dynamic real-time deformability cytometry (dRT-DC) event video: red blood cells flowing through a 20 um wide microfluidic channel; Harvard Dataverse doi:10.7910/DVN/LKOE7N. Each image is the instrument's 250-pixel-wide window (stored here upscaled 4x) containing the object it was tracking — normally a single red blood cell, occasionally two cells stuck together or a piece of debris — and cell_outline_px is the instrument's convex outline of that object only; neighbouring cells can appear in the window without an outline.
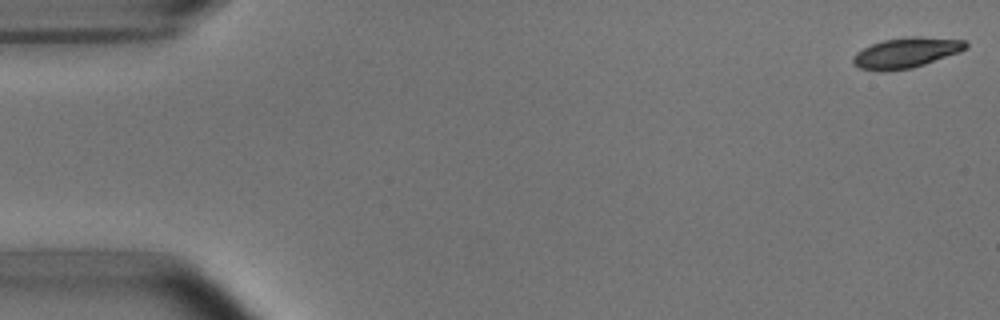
{"species": "common noctule bat (a hibernating species)", "species_latin": "Nyctalus noctula", "temperature_condition": "room temperature", "stored_images_in_passage": 52, "camera_frame_rate_fps": 3000, "um_per_image_px": 0.085, "animal": {"sex": "male", "body_mass_g": 15.6}, "frame": {"image": 1, "passage_image": 1, "time_ms": 0.0, "image_size_px": [1000, 320], "cell_outline_px": [[968, 48], [960, 52], [912, 68], [880, 72], [860, 68], [852, 64], [852, 56], [856, 52], [872, 44], [884, 40], [908, 36], [916, 36], [964, 40], [968, 44]], "centroid_in_image_um": [77.0, 4.49], "position_along_channel_um": 8.0, "area_um2": 20.0}}
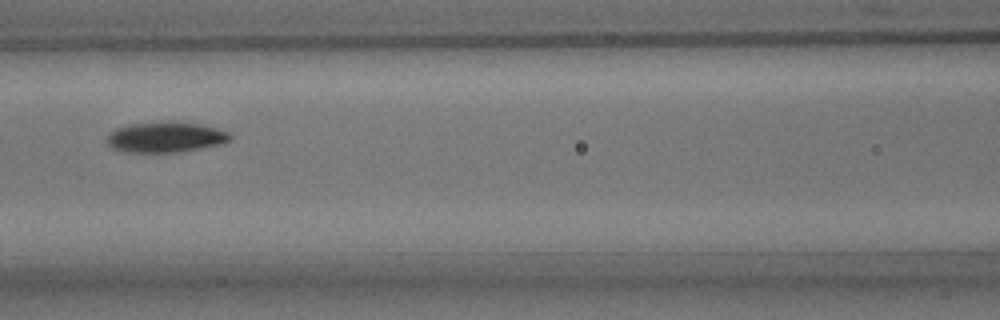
{"frame": {"image": 2, "passage_image": 23, "time_ms": 7.333, "image_size_px": [1000, 320], "cell_outline_px": [[232, 140], [224, 144], [180, 152], [124, 152], [112, 148], [108, 144], [108, 136], [116, 128], [128, 124], [204, 124], [228, 132], [232, 136]], "centroid_in_image_um": [14.13, 11.7], "position_along_channel_um": 152.5, "area_um2": 21.27}}
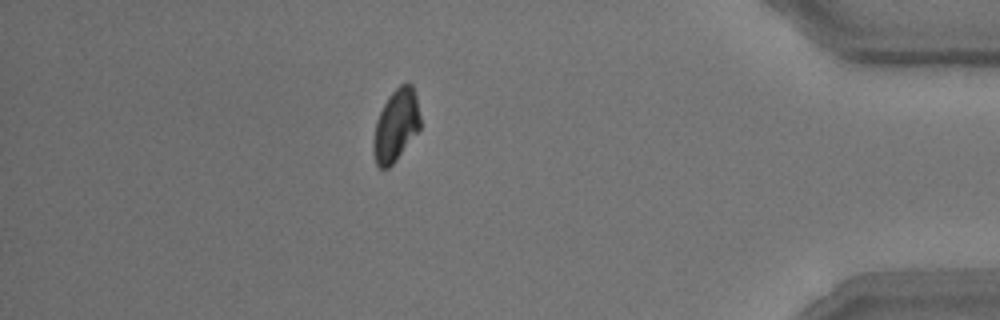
{"frame": {"image": 3, "passage_image": 46, "time_ms": 15.0, "image_size_px": [1000, 320], "cell_outline_px": [[420, 128], [396, 160], [388, 168], [380, 168], [376, 164], [372, 152], [372, 140], [376, 120], [388, 96], [400, 84], [412, 84], [416, 96], [420, 116]], "centroid_in_image_um": [33.63, 10.67], "position_along_channel_um": 401.6, "area_um2": 19.65}, "authors_computed_cell_mechanics": {"area_um2": 20.7213, "velocity_mm_per_s": 3.787, "shape_relaxation_time_tau1_ms": 2.2047, "shape_relaxation_time_tau2_ms": null, "deformation_change_tau1": 0.1125, "deformation_change_tau2": null}}